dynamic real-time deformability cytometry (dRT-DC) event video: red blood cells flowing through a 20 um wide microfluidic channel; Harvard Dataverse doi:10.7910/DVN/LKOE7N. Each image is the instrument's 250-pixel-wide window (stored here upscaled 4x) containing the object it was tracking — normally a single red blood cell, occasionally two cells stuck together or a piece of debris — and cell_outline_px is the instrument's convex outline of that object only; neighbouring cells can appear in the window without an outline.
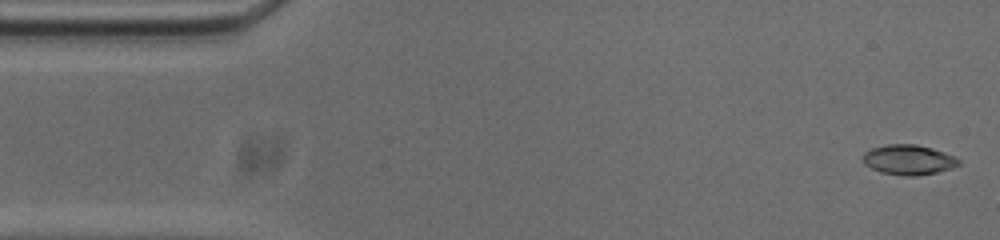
{"species": "common noctule bat (a hibernating species)", "species_latin": "Nyctalus noctula", "temperature_condition": "cold", "stored_images_in_passage": 7, "camera_frame_rate_fps": 3000, "um_per_image_px": 0.085, "animal": {"sex": "male", "body_mass_g": 20.0, "forearm_length_mm": 53.3}, "frame": {"image": 1, "passage_image": 1, "time_ms": 0.0, "image_size_px": [1000, 240], "cell_outline_px": [[960, 164], [952, 168], [936, 172], [916, 176], [904, 176], [880, 172], [864, 164], [864, 152], [872, 148], [888, 144], [916, 144], [932, 148], [944, 152], [960, 160]], "centroid_in_image_um": [77.23, 13.58], "position_along_channel_um": 7.8, "area_um2": 16.65}}